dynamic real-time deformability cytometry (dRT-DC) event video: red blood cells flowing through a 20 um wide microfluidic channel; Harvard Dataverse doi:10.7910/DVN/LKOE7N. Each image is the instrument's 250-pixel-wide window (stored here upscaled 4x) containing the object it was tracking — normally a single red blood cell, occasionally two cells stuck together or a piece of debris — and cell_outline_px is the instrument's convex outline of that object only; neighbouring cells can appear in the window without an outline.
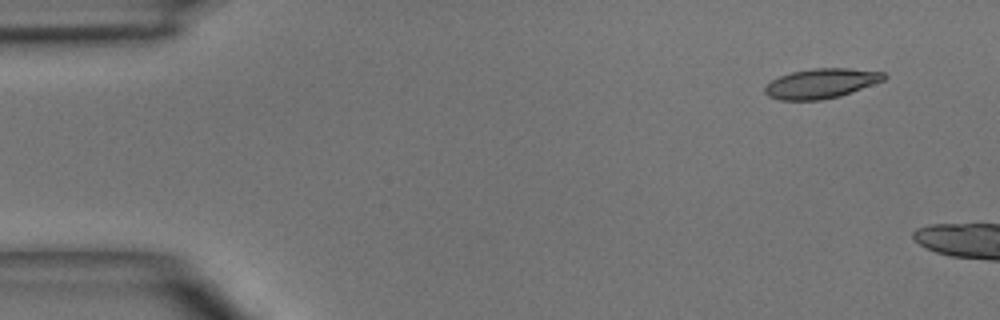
{"species": "common noctule bat (a hibernating species)", "species_latin": "Nyctalus noctula", "temperature_condition": "room temperature", "stored_images_in_passage": 3, "camera_frame_rate_fps": 3000, "um_per_image_px": 0.085, "animal": {"sex": "male", "body_mass_g": 15.6}, "frame": {"image": 1, "passage_image": 1, "time_ms": 0.0, "image_size_px": [1000, 320], "cell_outline_px": [[888, 76], [884, 80], [840, 96], [820, 100], [780, 100], [768, 96], [764, 92], [764, 88], [772, 80], [780, 76], [792, 72], [812, 68], [848, 68], [884, 72]], "centroid_in_image_um": [69.8, 7.09], "position_along_channel_um": 15.2, "area_um2": 20.58}}